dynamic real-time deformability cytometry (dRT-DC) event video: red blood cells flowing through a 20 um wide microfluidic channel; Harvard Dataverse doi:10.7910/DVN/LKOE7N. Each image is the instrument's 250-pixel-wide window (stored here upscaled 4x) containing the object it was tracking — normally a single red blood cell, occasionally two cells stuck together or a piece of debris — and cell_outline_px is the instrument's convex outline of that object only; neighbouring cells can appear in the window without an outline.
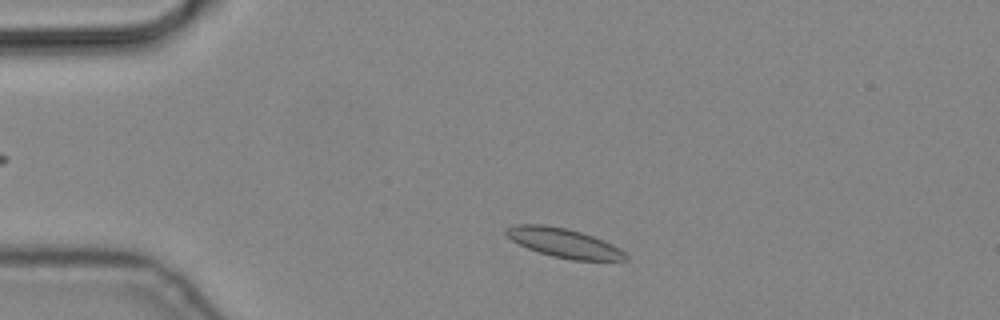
{"species": "common noctule bat (a hibernating species)", "species_latin": "Nyctalus noctula", "temperature_condition": "cold", "stored_images_in_passage": 3, "camera_frame_rate_fps": 3000, "um_per_image_px": 0.085, "animal": {"sex": "male", "body_mass_g": 19.2, "forearm_length_mm": 51.8}, "frame": {"image": 1, "passage_image": 2, "time_ms": 0.333, "image_size_px": [1000, 320], "cell_outline_px": [[628, 260], [572, 260], [552, 256], [528, 248], [512, 240], [504, 232], [504, 228], [516, 224], [544, 224], [568, 228], [592, 236], [612, 244], [620, 248], [628, 256]], "centroid_in_image_um": [47.92, 20.63], "position_along_channel_um": 37.1, "area_um2": 20.23}}